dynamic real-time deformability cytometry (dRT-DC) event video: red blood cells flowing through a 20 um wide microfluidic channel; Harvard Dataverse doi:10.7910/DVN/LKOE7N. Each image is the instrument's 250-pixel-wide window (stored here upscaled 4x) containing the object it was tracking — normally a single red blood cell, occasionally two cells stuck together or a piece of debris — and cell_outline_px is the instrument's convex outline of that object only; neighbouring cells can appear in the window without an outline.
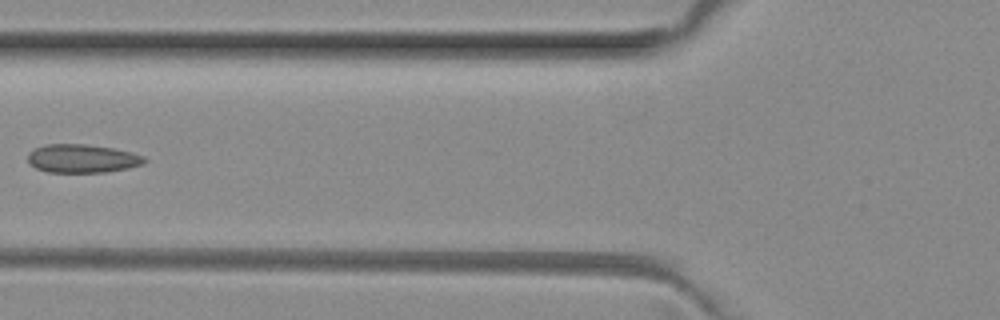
{"species": "common noctule bat (a hibernating species)", "species_latin": "Nyctalus noctula", "temperature_condition": "room temperature", "stored_images_in_passage": 3, "camera_frame_rate_fps": 3000, "um_per_image_px": 0.085, "animal": {"sex": "female", "body_mass_g": 29.2, "forearm_length_mm": 56.3}, "frame": {"image": 1, "passage_image": 3, "time_ms": 0.667, "image_size_px": [1000, 320], "cell_outline_px": [[148, 160], [144, 164], [128, 168], [108, 172], [48, 172], [36, 168], [28, 164], [28, 152], [44, 144], [84, 144], [112, 148], [132, 152], [144, 156]], "centroid_in_image_um": [7.0, 13.48], "position_along_channel_um": 118.8, "area_um2": 19.48}}